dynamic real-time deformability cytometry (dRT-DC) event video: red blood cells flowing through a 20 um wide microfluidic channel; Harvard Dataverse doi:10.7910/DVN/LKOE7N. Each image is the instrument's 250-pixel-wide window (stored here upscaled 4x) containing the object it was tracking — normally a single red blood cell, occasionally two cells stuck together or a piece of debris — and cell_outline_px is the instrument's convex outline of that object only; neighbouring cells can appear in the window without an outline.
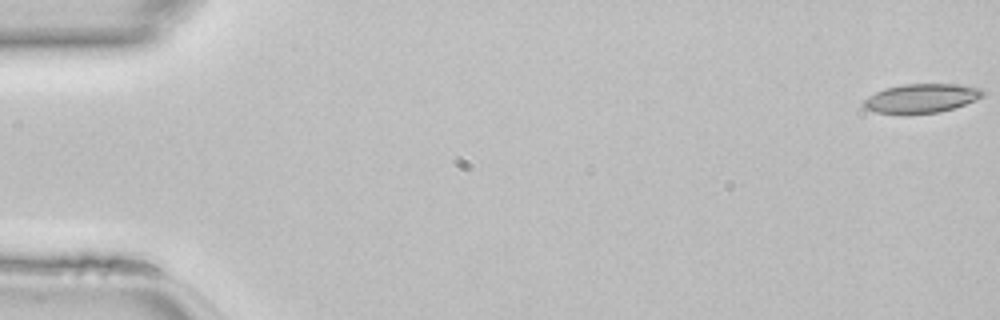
{"species": "common noctule bat (a hibernating species)", "species_latin": "Nyctalus noctula", "temperature_condition": "room temperature", "stored_images_in_passage": 47, "camera_frame_rate_fps": 3000, "um_per_image_px": 0.085, "animal": {"sex": "female", "body_mass_g": 22.7, "forearm_length_mm": 54.2}, "frame": {"image": 1, "passage_image": 1, "time_ms": 0.0, "image_size_px": [1000, 320], "cell_outline_px": [[984, 96], [976, 100], [940, 112], [908, 116], [876, 112], [864, 108], [864, 100], [868, 96], [884, 88], [904, 84], [956, 84], [980, 88], [984, 92]], "centroid_in_image_um": [78.29, 8.38], "position_along_channel_um": 6.7, "area_um2": 20.52}}
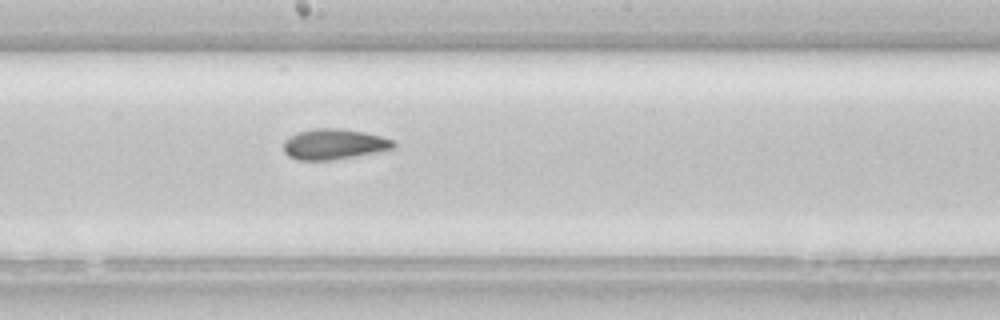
{"frame": {"image": 2, "passage_image": 26, "time_ms": 8.333, "image_size_px": [1000, 320], "cell_outline_px": [[396, 148], [376, 152], [332, 160], [296, 160], [288, 156], [284, 152], [284, 140], [296, 132], [316, 128], [340, 128], [364, 132], [396, 140]], "centroid_in_image_um": [28.39, 12.25], "position_along_channel_um": 219.8, "area_um2": 19.71}}
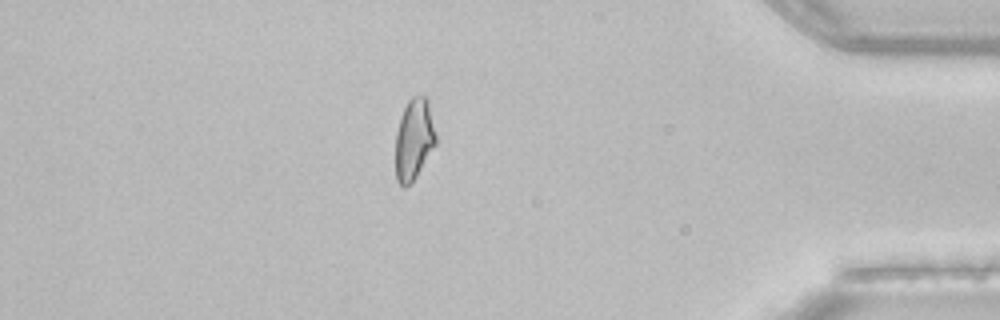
{"frame": {"image": 3, "passage_image": 41, "time_ms": 13.333, "image_size_px": [1000, 320], "cell_outline_px": [[436, 144], [416, 176], [404, 188], [396, 180], [396, 132], [400, 116], [408, 100], [412, 96], [424, 96], [428, 100], [436, 136]], "centroid_in_image_um": [35.18, 11.82], "position_along_channel_um": 400.0, "area_um2": 18.9}}